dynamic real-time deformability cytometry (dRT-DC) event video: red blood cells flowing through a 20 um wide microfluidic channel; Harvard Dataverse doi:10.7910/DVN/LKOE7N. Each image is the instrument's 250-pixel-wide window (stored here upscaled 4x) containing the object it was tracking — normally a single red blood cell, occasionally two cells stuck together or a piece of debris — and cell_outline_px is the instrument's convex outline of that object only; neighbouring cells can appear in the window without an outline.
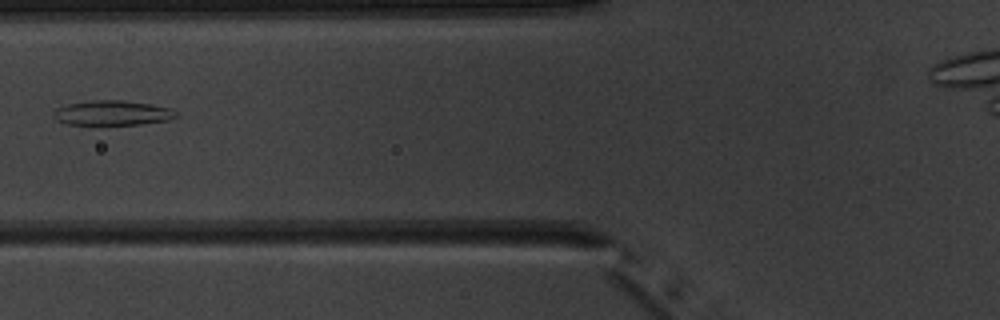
{"species": "common noctule bat (a hibernating species)", "species_latin": "Nyctalus noctula", "temperature_condition": "warm", "stored_images_in_passage": 8, "camera_frame_rate_fps": 3000, "um_per_image_px": 0.085, "animal": {"sex": "male", "body_mass_g": 20.1, "forearm_length_mm": 53.5}, "frame": {"image": 1, "passage_image": 6, "time_ms": 6.667, "image_size_px": [1000, 320], "cell_outline_px": [[176, 116], [168, 120], [140, 124], [104, 128], [100, 128], [68, 124], [56, 120], [52, 116], [52, 112], [56, 108], [68, 104], [88, 100], [124, 100], [152, 104], [172, 108], [176, 112]], "centroid_in_image_um": [9.48, 9.64], "position_along_channel_um": 116.3, "area_um2": 18.84}}
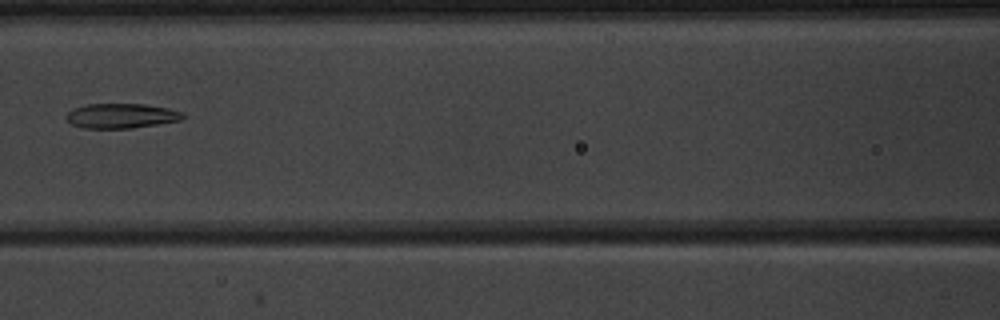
{"frame": {"image": 2, "passage_image": 7, "time_ms": 7.667, "image_size_px": [1000, 320], "cell_outline_px": [[184, 116], [180, 120], [132, 128], [84, 128], [72, 124], [64, 116], [72, 108], [88, 104], [144, 104], [168, 108], [180, 112]], "centroid_in_image_um": [10.25, 9.84], "position_along_channel_um": 156.3, "area_um2": 16.65}}
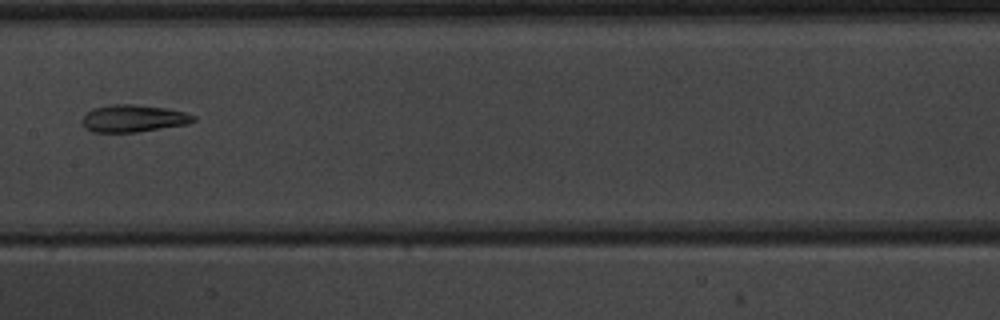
{"frame": {"image": 3, "passage_image": 8, "time_ms": 8.667, "image_size_px": [1000, 320], "cell_outline_px": [[196, 120], [188, 124], [136, 132], [92, 132], [84, 128], [80, 120], [92, 108], [112, 104], [136, 104], [164, 108], [184, 112], [196, 116]], "centroid_in_image_um": [11.31, 10.07], "position_along_channel_um": 196.1, "area_um2": 17.74}}